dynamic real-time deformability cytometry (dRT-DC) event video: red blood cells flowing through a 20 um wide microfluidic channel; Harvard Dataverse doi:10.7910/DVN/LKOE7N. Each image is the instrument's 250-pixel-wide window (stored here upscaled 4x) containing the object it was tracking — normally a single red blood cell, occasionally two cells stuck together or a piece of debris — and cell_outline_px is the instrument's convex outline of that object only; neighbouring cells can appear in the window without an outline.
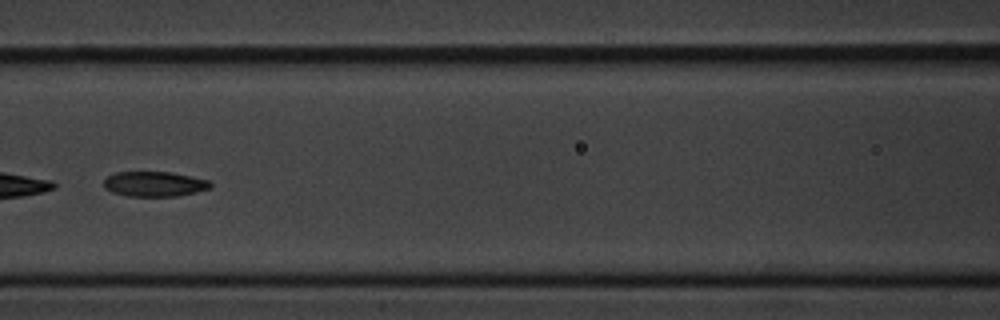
{"species": "common noctule bat (a hibernating species)", "species_latin": "Nyctalus noctula", "temperature_condition": "cold", "stored_images_in_passage": 9, "camera_frame_rate_fps": 3000, "um_per_image_px": 0.085, "animal": {"sex": "male", "body_mass_g": 20.1, "forearm_length_mm": 53.5}, "frame": {"image": 1, "passage_image": 7, "time_ms": 7.0, "image_size_px": [1000, 320], "cell_outline_px": [[212, 188], [196, 192], [176, 196], [128, 196], [112, 192], [104, 188], [104, 180], [108, 176], [116, 172], [168, 172], [208, 180], [212, 184]], "centroid_in_image_um": [13.11, 15.64], "position_along_channel_um": 153.5, "area_um2": 15.43}}
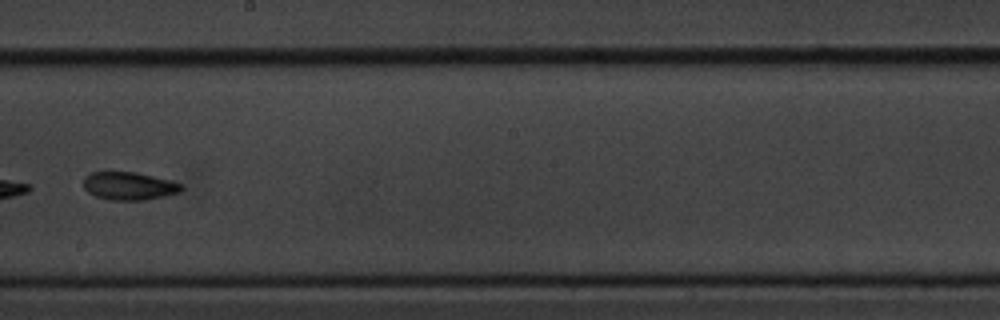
{"frame": {"image": 2, "passage_image": 9, "time_ms": 9.333, "image_size_px": [1000, 320], "cell_outline_px": [[184, 188], [180, 192], [164, 196], [144, 200], [112, 200], [96, 196], [88, 192], [84, 188], [84, 176], [92, 172], [136, 172], [172, 180], [180, 184]], "centroid_in_image_um": [10.98, 15.8], "position_along_channel_um": 237.2, "area_um2": 15.95}}